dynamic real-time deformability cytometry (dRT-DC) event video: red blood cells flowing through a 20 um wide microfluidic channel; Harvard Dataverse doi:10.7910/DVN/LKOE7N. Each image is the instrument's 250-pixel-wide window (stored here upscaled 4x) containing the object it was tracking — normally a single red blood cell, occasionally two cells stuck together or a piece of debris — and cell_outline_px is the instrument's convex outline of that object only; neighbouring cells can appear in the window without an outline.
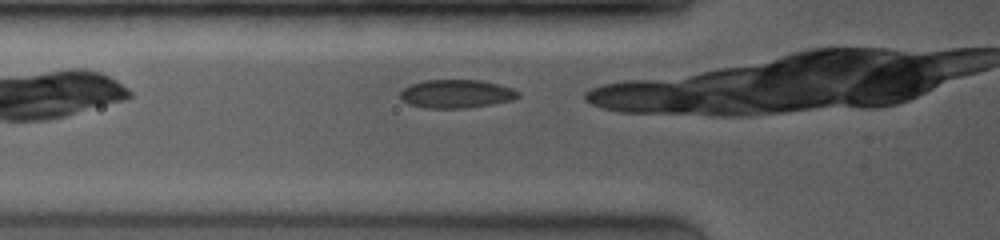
{"species": "common noctule bat (a hibernating species)", "species_latin": "Nyctalus noctula", "temperature_condition": "room temperature", "stored_images_in_passage": 36, "camera_frame_rate_fps": 4000, "um_per_image_px": 0.085, "animal": {"sex": "female", "body_mass_g": 19.0, "forearm_length_mm": 53.3}, "frame": {"image": 1, "passage_image": 2, "time_ms": 0.25, "image_size_px": [1000, 240], "cell_outline_px": [[520, 96], [516, 100], [468, 108], [428, 108], [408, 104], [400, 100], [400, 92], [404, 88], [412, 84], [428, 80], [480, 80], [512, 88], [520, 92]], "centroid_in_image_um": [38.82, 7.99], "position_along_channel_um": 87.0, "area_um2": 19.59}}
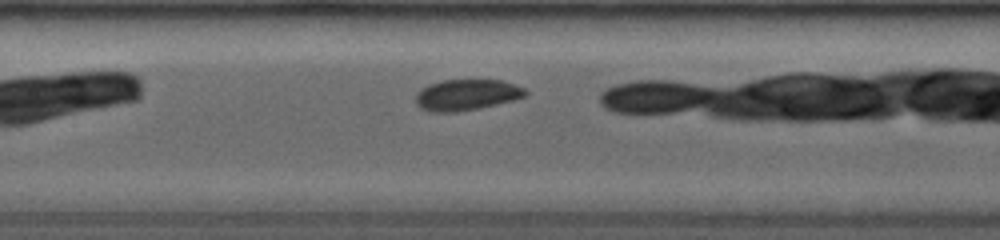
{"frame": {"image": 2, "passage_image": 10, "time_ms": 2.25, "image_size_px": [1000, 240], "cell_outline_px": [[528, 92], [524, 96], [512, 100], [480, 108], [456, 112], [432, 112], [420, 108], [416, 104], [416, 96], [424, 88], [432, 84], [444, 80], [500, 80], [524, 88]], "centroid_in_image_um": [39.66, 8.07], "position_along_channel_um": 167.7, "area_um2": 19.42}}
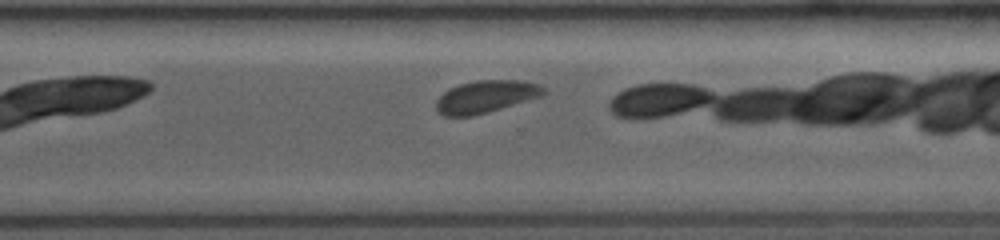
{"frame": {"image": 3, "passage_image": 26, "time_ms": 6.25, "image_size_px": [1000, 240], "cell_outline_px": [[544, 92], [540, 96], [488, 112], [472, 116], [444, 116], [436, 108], [436, 100], [444, 92], [460, 84], [480, 80], [520, 80], [536, 84], [544, 88]], "centroid_in_image_um": [41.26, 8.22], "position_along_channel_um": 329.3, "area_um2": 19.77}}